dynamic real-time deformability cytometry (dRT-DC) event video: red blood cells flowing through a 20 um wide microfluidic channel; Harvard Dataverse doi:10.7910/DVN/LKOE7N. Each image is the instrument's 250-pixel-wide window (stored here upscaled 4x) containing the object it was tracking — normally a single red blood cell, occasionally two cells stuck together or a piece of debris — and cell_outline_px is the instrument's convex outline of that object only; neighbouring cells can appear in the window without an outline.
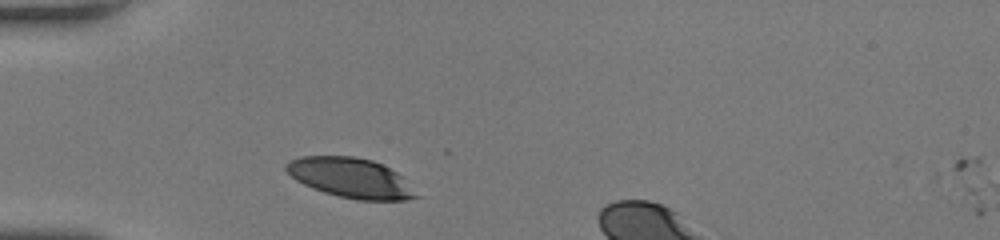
{"species": "human", "species_latin": "Homo sapiens", "temperature_condition": "room temperature", "stored_images_in_passage": 28, "camera_frame_rate_fps": 3000, "um_per_image_px": 0.085, "donor": {"sex": "female"}, "frame": {"image": 1, "passage_image": 1, "time_ms": 0.0, "image_size_px": [1000, 240], "cell_outline_px": [[424, 196], [404, 200], [356, 200], [324, 192], [312, 188], [296, 180], [284, 168], [284, 164], [288, 160], [300, 156], [352, 156], [372, 160], [404, 176]], "centroid_in_image_um": [29.87, 15.13], "position_along_channel_um": 55.1, "area_um2": 30.58}}
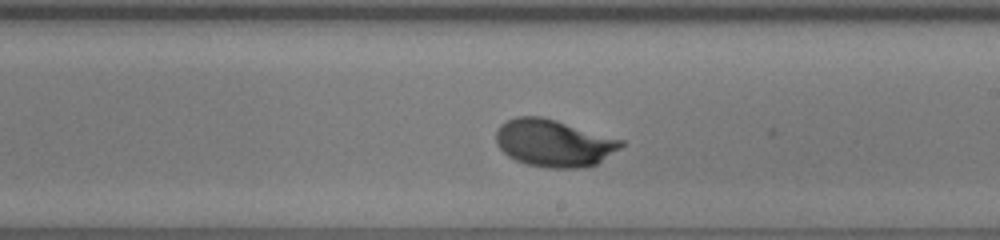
{"frame": {"image": 2, "passage_image": 16, "time_ms": 5.0, "image_size_px": [1000, 240], "cell_outline_px": [[624, 144], [620, 148], [596, 164], [584, 168], [548, 168], [528, 164], [516, 160], [508, 156], [496, 144], [496, 128], [500, 124], [516, 116], [540, 116], [556, 120], [624, 140]], "centroid_in_image_um": [47.06, 12.15], "position_along_channel_um": 241.9, "area_um2": 34.39}}
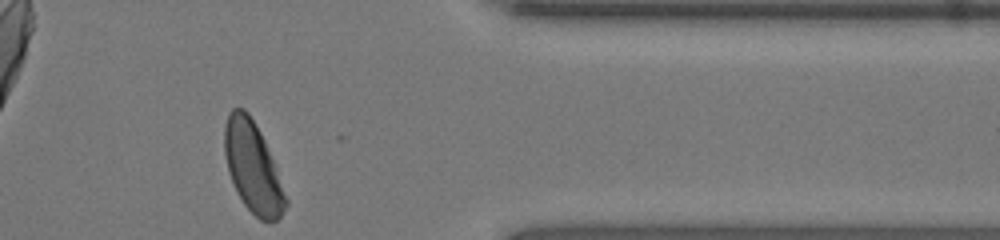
{"frame": {"image": 3, "passage_image": 28, "time_ms": 9.0, "image_size_px": [1000, 240], "cell_outline_px": [[288, 204], [280, 216], [276, 220], [260, 220], [244, 204], [228, 172], [224, 152], [224, 124], [228, 112], [232, 108], [244, 108], [248, 112], [260, 132], [264, 140], [288, 200]], "centroid_in_image_um": [21.46, 14.18], "position_along_channel_um": 389.9, "area_um2": 31.67}, "authors_computed_cell_mechanics": {"area_um2": 33.0616, "velocity_mm_per_s": 4.0411, "shape_relaxation_time_tau1_ms": 2.4882, "shape_relaxation_time_tau2_ms": null, "deformation_change_tau1": 0.1383, "deformation_change_tau2": null}}